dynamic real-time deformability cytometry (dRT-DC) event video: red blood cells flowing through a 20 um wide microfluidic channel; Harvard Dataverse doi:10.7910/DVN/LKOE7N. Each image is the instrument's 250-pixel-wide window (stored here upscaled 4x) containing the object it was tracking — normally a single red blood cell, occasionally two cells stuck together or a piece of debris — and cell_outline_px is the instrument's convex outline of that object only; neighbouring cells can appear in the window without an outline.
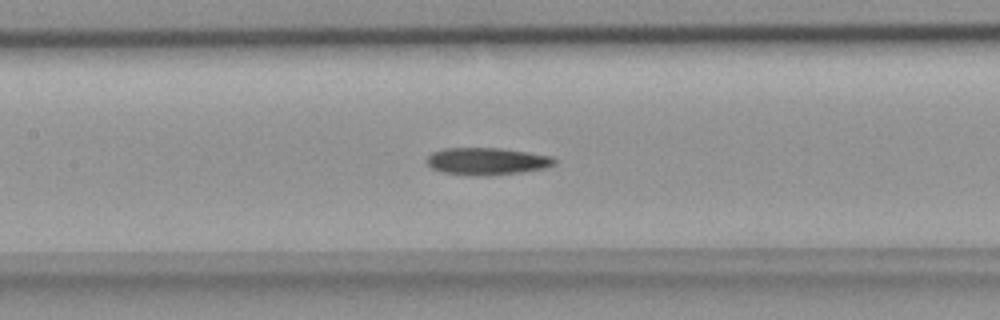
{"species": "common noctule bat (a hibernating species)", "species_latin": "Nyctalus noctula", "temperature_condition": "room temperature", "stored_images_in_passage": 42, "camera_frame_rate_fps": 3000, "um_per_image_px": 0.085, "animal": {"sex": "female", "body_mass_g": 18.4}, "frame": {"image": 1, "passage_image": 15, "time_ms": 4.667, "image_size_px": [1000, 320], "cell_outline_px": [[556, 164], [544, 168], [520, 172], [444, 172], [432, 168], [428, 164], [428, 156], [432, 152], [444, 148], [500, 148], [528, 152], [552, 156], [556, 160]], "centroid_in_image_um": [41.44, 13.63], "position_along_channel_um": 166.0, "area_um2": 18.9}}
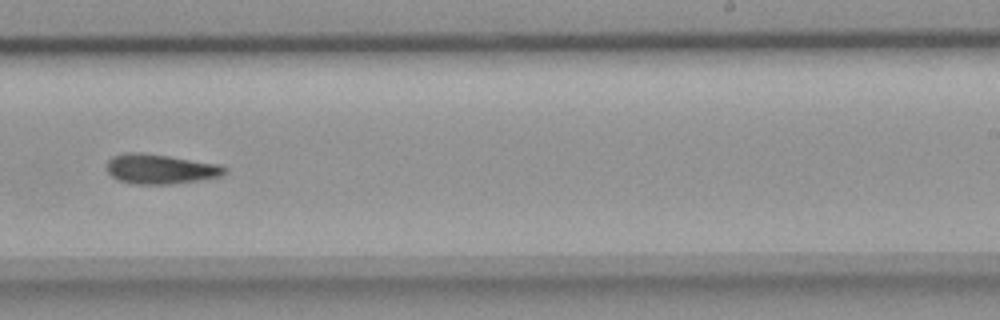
{"frame": {"image": 2, "passage_image": 23, "time_ms": 7.333, "image_size_px": [1000, 320], "cell_outline_px": [[228, 168], [220, 176], [172, 184], [132, 184], [120, 180], [112, 176], [108, 172], [108, 160], [112, 156], [124, 152], [140, 152], [168, 156], [220, 164]], "centroid_in_image_um": [13.61, 14.35], "position_along_channel_um": 275.4, "area_um2": 20.29}}
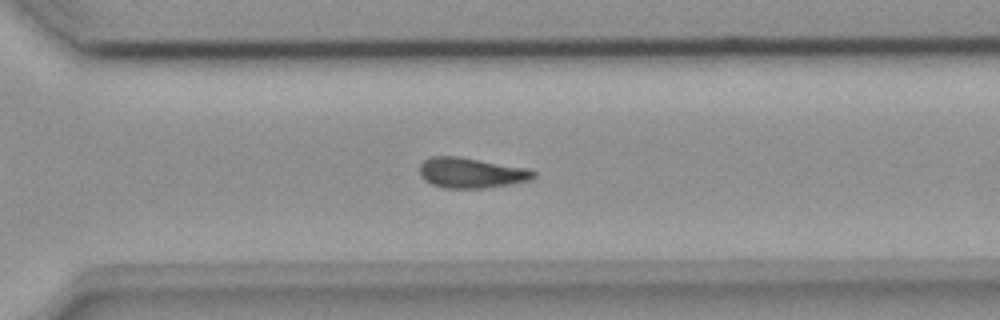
{"frame": {"image": 3, "passage_image": 27, "time_ms": 8.667, "image_size_px": [1000, 320], "cell_outline_px": [[536, 176], [528, 180], [508, 184], [484, 188], [444, 188], [432, 184], [424, 180], [420, 176], [420, 164], [424, 160], [432, 156], [460, 156], [528, 168], [536, 172]], "centroid_in_image_um": [40.03, 14.68], "position_along_channel_um": 330.6, "area_um2": 20.17}}